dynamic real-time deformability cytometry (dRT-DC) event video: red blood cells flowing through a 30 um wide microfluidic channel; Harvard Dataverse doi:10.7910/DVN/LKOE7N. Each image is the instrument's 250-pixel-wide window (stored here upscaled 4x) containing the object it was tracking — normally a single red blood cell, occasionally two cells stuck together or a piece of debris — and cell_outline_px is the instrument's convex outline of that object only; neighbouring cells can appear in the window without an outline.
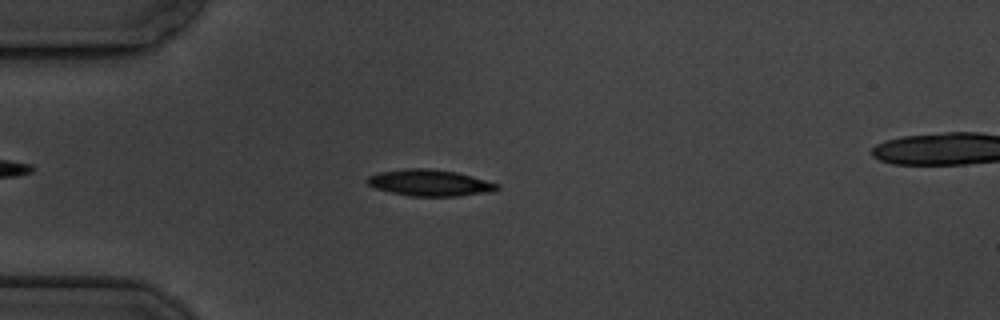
{"species": "common noctule bat (a hibernating species)", "species_latin": "Nyctalus noctula", "temperature_condition": "cold", "stored_images_in_passage": 9, "camera_frame_rate_fps": 3000, "um_per_image_px": 0.085, "animal": {"sex": "male", "body_mass_g": 19.5, "forearm_length_mm": 54.6}, "frame": {"image": 1, "passage_image": 4, "time_ms": 3.667, "image_size_px": [1000, 320], "cell_outline_px": [[500, 188], [492, 192], [460, 196], [408, 196], [376, 188], [368, 184], [364, 180], [368, 176], [380, 172], [408, 168], [432, 168], [456, 172], [472, 176], [500, 184]], "centroid_in_image_um": [36.56, 15.54], "position_along_channel_um": 48.4, "area_um2": 20.11}}
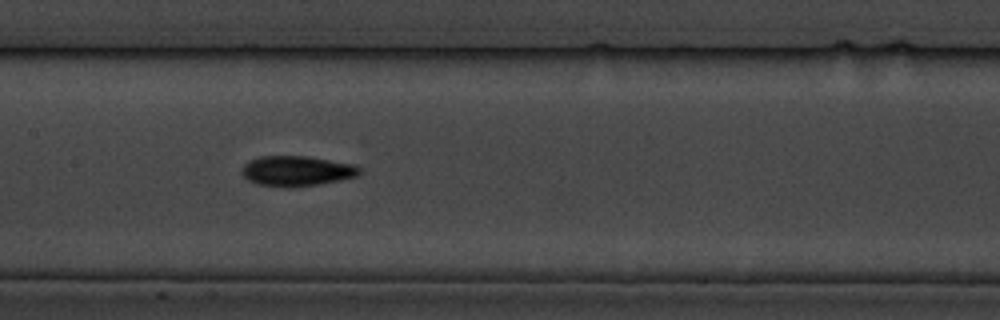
{"frame": {"image": 2, "passage_image": 8, "time_ms": 8.0, "image_size_px": [1000, 320], "cell_outline_px": [[360, 172], [356, 176], [340, 180], [316, 184], [288, 188], [256, 184], [248, 180], [240, 172], [240, 168], [248, 160], [260, 156], [308, 156], [352, 164], [360, 168]], "centroid_in_image_um": [25.14, 14.53], "position_along_channel_um": 182.3, "area_um2": 20.75}}
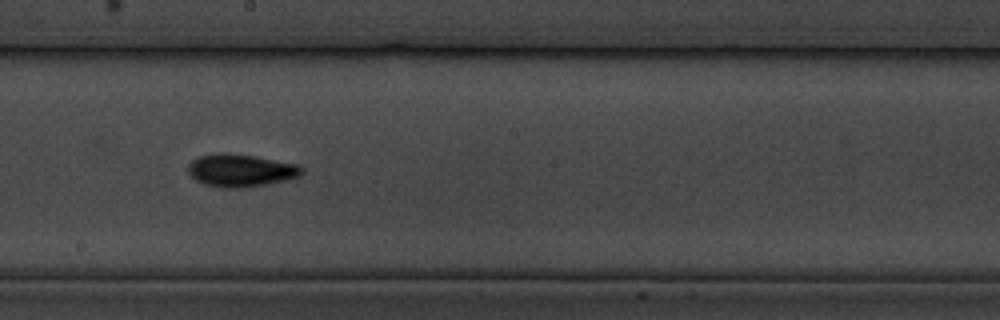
{"frame": {"image": 3, "passage_image": 9, "time_ms": 9.333, "image_size_px": [1000, 320], "cell_outline_px": [[304, 172], [300, 176], [284, 180], [244, 188], [224, 188], [204, 184], [196, 180], [188, 172], [188, 164], [192, 160], [200, 156], [220, 152], [228, 152], [300, 164], [304, 168]], "centroid_in_image_um": [20.47, 14.48], "position_along_channel_um": 227.7, "area_um2": 21.68}}